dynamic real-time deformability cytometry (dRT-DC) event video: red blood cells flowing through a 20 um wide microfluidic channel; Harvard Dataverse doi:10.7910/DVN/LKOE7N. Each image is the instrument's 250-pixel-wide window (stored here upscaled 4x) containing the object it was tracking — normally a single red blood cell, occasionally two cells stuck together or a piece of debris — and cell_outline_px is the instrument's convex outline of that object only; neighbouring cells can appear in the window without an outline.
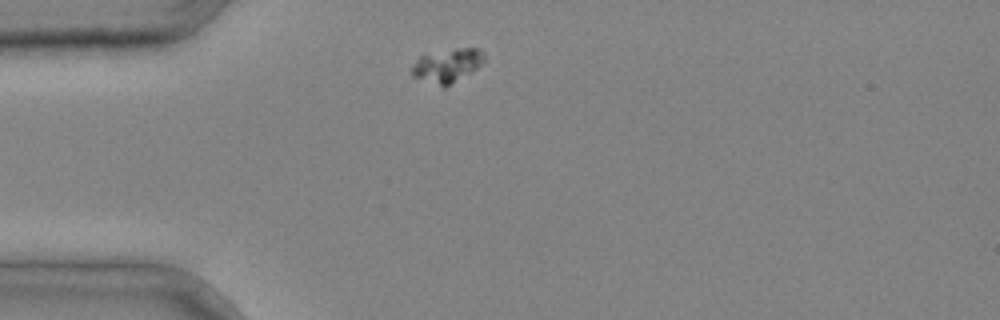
{"species": "common noctule bat (a hibernating species)", "species_latin": "Nyctalus noctula", "temperature_condition": "cold", "stored_images_in_passage": 1, "camera_frame_rate_fps": 3000, "um_per_image_px": 0.085, "animal": {"sex": "male", "body_mass_g": 20.4}, "frame": {"image": 1, "passage_image": 1, "time_ms": 0.0, "image_size_px": [1000, 320], "cell_outline_px": [[484, 60], [476, 68], [444, 88], [412, 76], [412, 64], [420, 56], [456, 48], [480, 48], [484, 52]], "centroid_in_image_um": [38.0, 5.56], "position_along_channel_um": 47.0, "area_um2": 13.93}}